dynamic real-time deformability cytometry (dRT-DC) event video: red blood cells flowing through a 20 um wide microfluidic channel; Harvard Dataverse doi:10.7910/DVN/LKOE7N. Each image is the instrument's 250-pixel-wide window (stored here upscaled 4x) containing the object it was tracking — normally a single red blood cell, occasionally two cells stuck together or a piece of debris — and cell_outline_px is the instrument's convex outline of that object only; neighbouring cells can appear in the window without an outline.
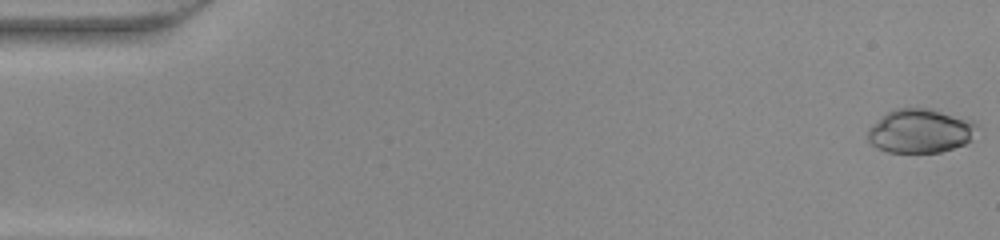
{"species": "common noctule bat (a hibernating species)", "species_latin": "Nyctalus noctula", "temperature_condition": "warm", "stored_images_in_passage": 49, "camera_frame_rate_fps": 3000, "um_per_image_px": 0.085, "animal": {"sex": "female", "body_mass_g": 22.0, "forearm_length_mm": 56.7}, "frame": {"image": 1, "passage_image": 1, "time_ms": 0.0, "image_size_px": [1000, 240], "cell_outline_px": [[976, 124], [968, 140], [964, 144], [940, 152], [888, 152], [876, 148], [868, 140], [868, 128], [872, 124], [888, 112], [896, 108], [928, 108], [972, 120]], "centroid_in_image_um": [78.15, 11.13], "position_along_channel_um": 6.9, "area_um2": 27.46}}
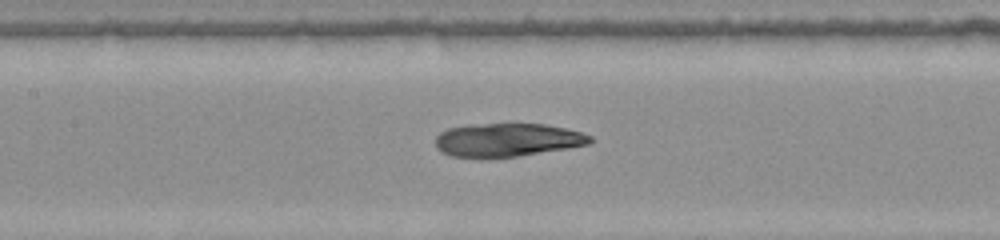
{"frame": {"image": 2, "passage_image": 23, "time_ms": 7.333, "image_size_px": [1000, 240], "cell_outline_px": [[592, 140], [588, 144], [568, 148], [520, 156], [452, 156], [440, 152], [436, 148], [436, 136], [440, 132], [448, 128], [472, 124], [544, 124], [564, 128], [580, 132], [592, 136]], "centroid_in_image_um": [43.11, 11.88], "position_along_channel_um": 164.3, "area_um2": 29.65}}
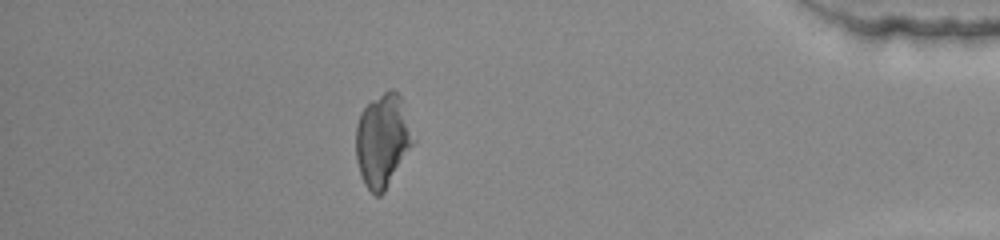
{"frame": {"image": 3, "passage_image": 43, "time_ms": 14.0, "image_size_px": [1000, 240], "cell_outline_px": [[416, 140], [384, 192], [380, 196], [376, 196], [364, 184], [356, 160], [356, 124], [360, 112], [372, 100], [388, 88], [392, 88], [400, 96]], "centroid_in_image_um": [32.52, 11.92], "position_along_channel_um": 402.7, "area_um2": 31.1}}